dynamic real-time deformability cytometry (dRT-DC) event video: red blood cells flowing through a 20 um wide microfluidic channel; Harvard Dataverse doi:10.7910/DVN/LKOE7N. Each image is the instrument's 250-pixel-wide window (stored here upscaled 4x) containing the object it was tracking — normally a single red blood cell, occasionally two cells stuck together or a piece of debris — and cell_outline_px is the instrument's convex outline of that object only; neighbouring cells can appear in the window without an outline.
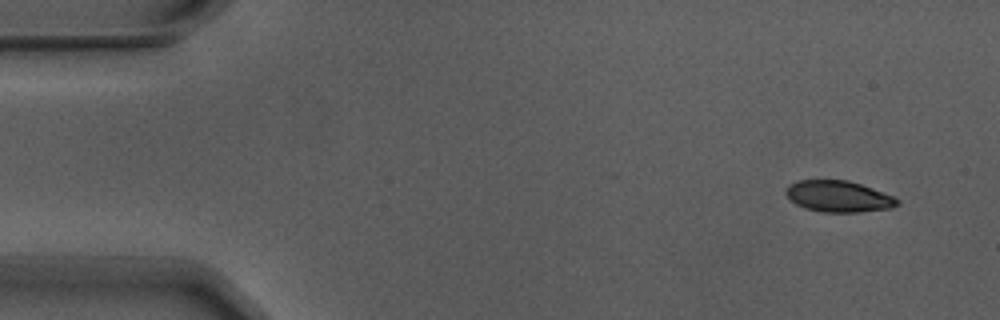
{"species": "Egyptian fruit bat (a non-hibernating species)", "species_latin": "Rousettus aegyptiacus", "temperature_condition": "warm", "stored_images_in_passage": 7, "camera_frame_rate_fps": 3000, "um_per_image_px": 0.085, "animal": {"sex": "male"}, "frame": {"image": 1, "passage_image": 1, "time_ms": 0.0, "image_size_px": [1000, 320], "cell_outline_px": [[900, 204], [892, 208], [860, 212], [824, 212], [804, 208], [796, 204], [784, 192], [788, 184], [800, 180], [848, 180], [872, 188], [892, 196], [900, 200]], "centroid_in_image_um": [71.28, 16.69], "position_along_channel_um": 13.7, "area_um2": 20.29}}
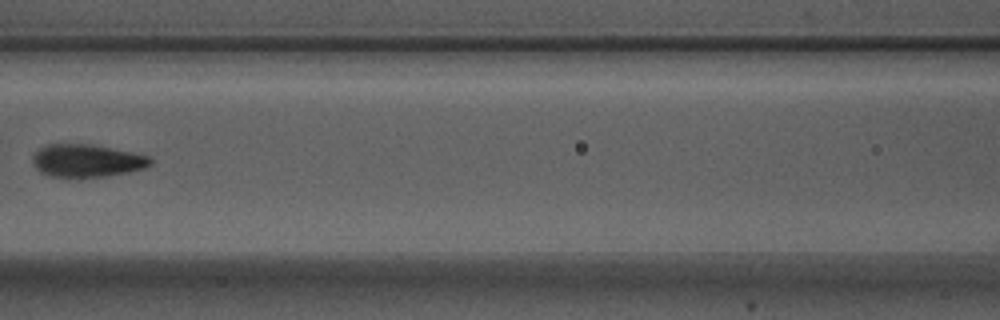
{"frame": {"image": 2, "passage_image": 7, "time_ms": 2.0, "image_size_px": [1000, 320], "cell_outline_px": [[152, 164], [144, 168], [128, 172], [80, 180], [48, 176], [40, 172], [36, 168], [32, 160], [32, 156], [40, 148], [48, 144], [88, 144], [132, 152], [148, 156], [152, 160]], "centroid_in_image_um": [7.34, 13.7], "position_along_channel_um": 159.3, "area_um2": 22.89}}